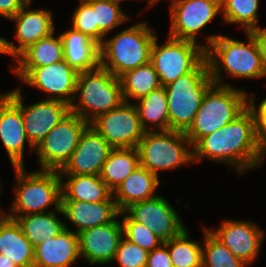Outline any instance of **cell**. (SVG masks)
Here are the masks:
<instances>
[{
    "mask_svg": "<svg viewBox=\"0 0 266 267\" xmlns=\"http://www.w3.org/2000/svg\"><path fill=\"white\" fill-rule=\"evenodd\" d=\"M193 147V163L205 157L231 164L239 173L260 167L266 154L260 146L256 118L250 106L230 123L202 137Z\"/></svg>",
    "mask_w": 266,
    "mask_h": 267,
    "instance_id": "1",
    "label": "cell"
},
{
    "mask_svg": "<svg viewBox=\"0 0 266 267\" xmlns=\"http://www.w3.org/2000/svg\"><path fill=\"white\" fill-rule=\"evenodd\" d=\"M246 33L249 41L247 44L223 35H212L207 38L208 43L204 45L205 57L214 84L231 86L227 83L221 84V67L236 78L252 79L266 76L257 43L250 32Z\"/></svg>",
    "mask_w": 266,
    "mask_h": 267,
    "instance_id": "2",
    "label": "cell"
},
{
    "mask_svg": "<svg viewBox=\"0 0 266 267\" xmlns=\"http://www.w3.org/2000/svg\"><path fill=\"white\" fill-rule=\"evenodd\" d=\"M214 84L206 57L189 73L164 86L169 130L186 132L193 124L206 91Z\"/></svg>",
    "mask_w": 266,
    "mask_h": 267,
    "instance_id": "3",
    "label": "cell"
},
{
    "mask_svg": "<svg viewBox=\"0 0 266 267\" xmlns=\"http://www.w3.org/2000/svg\"><path fill=\"white\" fill-rule=\"evenodd\" d=\"M155 38L146 22L121 31L99 45L100 66L119 78L125 72L149 63Z\"/></svg>",
    "mask_w": 266,
    "mask_h": 267,
    "instance_id": "4",
    "label": "cell"
},
{
    "mask_svg": "<svg viewBox=\"0 0 266 267\" xmlns=\"http://www.w3.org/2000/svg\"><path fill=\"white\" fill-rule=\"evenodd\" d=\"M247 96L233 86L213 84L206 91L193 124L185 132L191 145L239 116L249 106Z\"/></svg>",
    "mask_w": 266,
    "mask_h": 267,
    "instance_id": "5",
    "label": "cell"
},
{
    "mask_svg": "<svg viewBox=\"0 0 266 267\" xmlns=\"http://www.w3.org/2000/svg\"><path fill=\"white\" fill-rule=\"evenodd\" d=\"M78 92L79 104L73 102L70 112L89 124L124 102L120 79L100 65L93 70L79 72L76 94Z\"/></svg>",
    "mask_w": 266,
    "mask_h": 267,
    "instance_id": "6",
    "label": "cell"
},
{
    "mask_svg": "<svg viewBox=\"0 0 266 267\" xmlns=\"http://www.w3.org/2000/svg\"><path fill=\"white\" fill-rule=\"evenodd\" d=\"M18 187L10 214L6 216H24L43 213L54 204V209H61L62 178L59 171L42 170L26 173L23 167H13ZM13 213V214H12Z\"/></svg>",
    "mask_w": 266,
    "mask_h": 267,
    "instance_id": "7",
    "label": "cell"
},
{
    "mask_svg": "<svg viewBox=\"0 0 266 267\" xmlns=\"http://www.w3.org/2000/svg\"><path fill=\"white\" fill-rule=\"evenodd\" d=\"M185 132L145 131L138 145L140 166L158 176V171L175 169L193 163V150Z\"/></svg>",
    "mask_w": 266,
    "mask_h": 267,
    "instance_id": "8",
    "label": "cell"
},
{
    "mask_svg": "<svg viewBox=\"0 0 266 267\" xmlns=\"http://www.w3.org/2000/svg\"><path fill=\"white\" fill-rule=\"evenodd\" d=\"M205 58L204 45L196 42L168 37L159 46L157 36L151 48L150 62L159 76L162 86L191 72Z\"/></svg>",
    "mask_w": 266,
    "mask_h": 267,
    "instance_id": "9",
    "label": "cell"
},
{
    "mask_svg": "<svg viewBox=\"0 0 266 267\" xmlns=\"http://www.w3.org/2000/svg\"><path fill=\"white\" fill-rule=\"evenodd\" d=\"M90 124L70 112L35 147L42 170L60 171Z\"/></svg>",
    "mask_w": 266,
    "mask_h": 267,
    "instance_id": "10",
    "label": "cell"
},
{
    "mask_svg": "<svg viewBox=\"0 0 266 267\" xmlns=\"http://www.w3.org/2000/svg\"><path fill=\"white\" fill-rule=\"evenodd\" d=\"M90 125L112 148H137L145 133L135 104L125 101L99 115Z\"/></svg>",
    "mask_w": 266,
    "mask_h": 267,
    "instance_id": "11",
    "label": "cell"
},
{
    "mask_svg": "<svg viewBox=\"0 0 266 267\" xmlns=\"http://www.w3.org/2000/svg\"><path fill=\"white\" fill-rule=\"evenodd\" d=\"M12 70L29 86L51 95L47 99L63 101L68 105L73 103L79 72L65 60L43 67L12 68Z\"/></svg>",
    "mask_w": 266,
    "mask_h": 267,
    "instance_id": "12",
    "label": "cell"
},
{
    "mask_svg": "<svg viewBox=\"0 0 266 267\" xmlns=\"http://www.w3.org/2000/svg\"><path fill=\"white\" fill-rule=\"evenodd\" d=\"M5 95L21 110L28 145L33 150L70 113V105L59 100L44 99L25 107L20 88Z\"/></svg>",
    "mask_w": 266,
    "mask_h": 267,
    "instance_id": "13",
    "label": "cell"
},
{
    "mask_svg": "<svg viewBox=\"0 0 266 267\" xmlns=\"http://www.w3.org/2000/svg\"><path fill=\"white\" fill-rule=\"evenodd\" d=\"M169 37L196 42L198 33L222 10L221 0H172Z\"/></svg>",
    "mask_w": 266,
    "mask_h": 267,
    "instance_id": "14",
    "label": "cell"
},
{
    "mask_svg": "<svg viewBox=\"0 0 266 267\" xmlns=\"http://www.w3.org/2000/svg\"><path fill=\"white\" fill-rule=\"evenodd\" d=\"M125 212L134 221L145 225L163 242L176 237L185 229L178 213L159 195L134 203Z\"/></svg>",
    "mask_w": 266,
    "mask_h": 267,
    "instance_id": "15",
    "label": "cell"
},
{
    "mask_svg": "<svg viewBox=\"0 0 266 267\" xmlns=\"http://www.w3.org/2000/svg\"><path fill=\"white\" fill-rule=\"evenodd\" d=\"M113 148L89 125L60 175H99Z\"/></svg>",
    "mask_w": 266,
    "mask_h": 267,
    "instance_id": "16",
    "label": "cell"
},
{
    "mask_svg": "<svg viewBox=\"0 0 266 267\" xmlns=\"http://www.w3.org/2000/svg\"><path fill=\"white\" fill-rule=\"evenodd\" d=\"M27 6L29 4H24L21 10L10 19L17 24L15 32L19 46L4 39V53L16 58L29 46L55 31L51 11L29 10Z\"/></svg>",
    "mask_w": 266,
    "mask_h": 267,
    "instance_id": "17",
    "label": "cell"
},
{
    "mask_svg": "<svg viewBox=\"0 0 266 267\" xmlns=\"http://www.w3.org/2000/svg\"><path fill=\"white\" fill-rule=\"evenodd\" d=\"M210 232L246 264H251L258 256L264 235L254 223L238 220H225L218 230Z\"/></svg>",
    "mask_w": 266,
    "mask_h": 267,
    "instance_id": "18",
    "label": "cell"
},
{
    "mask_svg": "<svg viewBox=\"0 0 266 267\" xmlns=\"http://www.w3.org/2000/svg\"><path fill=\"white\" fill-rule=\"evenodd\" d=\"M123 237L122 223L116 218L109 224L78 233L80 256L90 264H108L113 261Z\"/></svg>",
    "mask_w": 266,
    "mask_h": 267,
    "instance_id": "19",
    "label": "cell"
},
{
    "mask_svg": "<svg viewBox=\"0 0 266 267\" xmlns=\"http://www.w3.org/2000/svg\"><path fill=\"white\" fill-rule=\"evenodd\" d=\"M0 140L13 167L24 166V144L29 143L21 110L3 93L0 94Z\"/></svg>",
    "mask_w": 266,
    "mask_h": 267,
    "instance_id": "20",
    "label": "cell"
},
{
    "mask_svg": "<svg viewBox=\"0 0 266 267\" xmlns=\"http://www.w3.org/2000/svg\"><path fill=\"white\" fill-rule=\"evenodd\" d=\"M65 228L34 248L33 267H70L80 257L78 234Z\"/></svg>",
    "mask_w": 266,
    "mask_h": 267,
    "instance_id": "21",
    "label": "cell"
},
{
    "mask_svg": "<svg viewBox=\"0 0 266 267\" xmlns=\"http://www.w3.org/2000/svg\"><path fill=\"white\" fill-rule=\"evenodd\" d=\"M62 215L76 225L75 233L92 227L111 223L119 216L114 200L95 203L83 201H61Z\"/></svg>",
    "mask_w": 266,
    "mask_h": 267,
    "instance_id": "22",
    "label": "cell"
},
{
    "mask_svg": "<svg viewBox=\"0 0 266 267\" xmlns=\"http://www.w3.org/2000/svg\"><path fill=\"white\" fill-rule=\"evenodd\" d=\"M159 177L140 165L113 191V199L119 211L130 205L155 198Z\"/></svg>",
    "mask_w": 266,
    "mask_h": 267,
    "instance_id": "23",
    "label": "cell"
},
{
    "mask_svg": "<svg viewBox=\"0 0 266 267\" xmlns=\"http://www.w3.org/2000/svg\"><path fill=\"white\" fill-rule=\"evenodd\" d=\"M64 60L78 72L93 70L100 65L99 44L75 29L60 34Z\"/></svg>",
    "mask_w": 266,
    "mask_h": 267,
    "instance_id": "24",
    "label": "cell"
},
{
    "mask_svg": "<svg viewBox=\"0 0 266 267\" xmlns=\"http://www.w3.org/2000/svg\"><path fill=\"white\" fill-rule=\"evenodd\" d=\"M0 215V254L7 256L17 267L34 266V248L15 219L4 212Z\"/></svg>",
    "mask_w": 266,
    "mask_h": 267,
    "instance_id": "25",
    "label": "cell"
},
{
    "mask_svg": "<svg viewBox=\"0 0 266 267\" xmlns=\"http://www.w3.org/2000/svg\"><path fill=\"white\" fill-rule=\"evenodd\" d=\"M61 201H83L88 203L113 199V191L99 175H64Z\"/></svg>",
    "mask_w": 266,
    "mask_h": 267,
    "instance_id": "26",
    "label": "cell"
},
{
    "mask_svg": "<svg viewBox=\"0 0 266 267\" xmlns=\"http://www.w3.org/2000/svg\"><path fill=\"white\" fill-rule=\"evenodd\" d=\"M55 211L62 213V209H53L49 212L7 217L16 220L27 240L35 248L42 242H46V239L58 236L66 229V224L57 218Z\"/></svg>",
    "mask_w": 266,
    "mask_h": 267,
    "instance_id": "27",
    "label": "cell"
},
{
    "mask_svg": "<svg viewBox=\"0 0 266 267\" xmlns=\"http://www.w3.org/2000/svg\"><path fill=\"white\" fill-rule=\"evenodd\" d=\"M139 165L138 148H113L99 176L114 191Z\"/></svg>",
    "mask_w": 266,
    "mask_h": 267,
    "instance_id": "28",
    "label": "cell"
},
{
    "mask_svg": "<svg viewBox=\"0 0 266 267\" xmlns=\"http://www.w3.org/2000/svg\"><path fill=\"white\" fill-rule=\"evenodd\" d=\"M51 35L29 46L17 58L13 68H36L51 65L64 60L63 43L60 35Z\"/></svg>",
    "mask_w": 266,
    "mask_h": 267,
    "instance_id": "29",
    "label": "cell"
},
{
    "mask_svg": "<svg viewBox=\"0 0 266 267\" xmlns=\"http://www.w3.org/2000/svg\"><path fill=\"white\" fill-rule=\"evenodd\" d=\"M135 103L140 123L145 131H151L146 124L154 125L160 131L169 130L167 93L164 86L151 91Z\"/></svg>",
    "mask_w": 266,
    "mask_h": 267,
    "instance_id": "30",
    "label": "cell"
},
{
    "mask_svg": "<svg viewBox=\"0 0 266 267\" xmlns=\"http://www.w3.org/2000/svg\"><path fill=\"white\" fill-rule=\"evenodd\" d=\"M125 102L128 98L139 100L162 85L151 62L125 72L119 77Z\"/></svg>",
    "mask_w": 266,
    "mask_h": 267,
    "instance_id": "31",
    "label": "cell"
},
{
    "mask_svg": "<svg viewBox=\"0 0 266 267\" xmlns=\"http://www.w3.org/2000/svg\"><path fill=\"white\" fill-rule=\"evenodd\" d=\"M186 228L176 237L163 242L169 250L173 267H202V247L189 240Z\"/></svg>",
    "mask_w": 266,
    "mask_h": 267,
    "instance_id": "32",
    "label": "cell"
},
{
    "mask_svg": "<svg viewBox=\"0 0 266 267\" xmlns=\"http://www.w3.org/2000/svg\"><path fill=\"white\" fill-rule=\"evenodd\" d=\"M95 12V42L99 45L104 36L128 19L120 4L112 0H87Z\"/></svg>",
    "mask_w": 266,
    "mask_h": 267,
    "instance_id": "33",
    "label": "cell"
},
{
    "mask_svg": "<svg viewBox=\"0 0 266 267\" xmlns=\"http://www.w3.org/2000/svg\"><path fill=\"white\" fill-rule=\"evenodd\" d=\"M259 0H221L223 21L225 23H240L245 32L259 28L257 24V9Z\"/></svg>",
    "mask_w": 266,
    "mask_h": 267,
    "instance_id": "34",
    "label": "cell"
},
{
    "mask_svg": "<svg viewBox=\"0 0 266 267\" xmlns=\"http://www.w3.org/2000/svg\"><path fill=\"white\" fill-rule=\"evenodd\" d=\"M204 247L202 248V267H244L247 265L234 256L209 229L204 228Z\"/></svg>",
    "mask_w": 266,
    "mask_h": 267,
    "instance_id": "35",
    "label": "cell"
},
{
    "mask_svg": "<svg viewBox=\"0 0 266 267\" xmlns=\"http://www.w3.org/2000/svg\"><path fill=\"white\" fill-rule=\"evenodd\" d=\"M123 214L125 215L122 221L123 235L127 240L137 244L147 252H151L163 244V241L145 225L134 221L125 211L119 212V215Z\"/></svg>",
    "mask_w": 266,
    "mask_h": 267,
    "instance_id": "36",
    "label": "cell"
},
{
    "mask_svg": "<svg viewBox=\"0 0 266 267\" xmlns=\"http://www.w3.org/2000/svg\"><path fill=\"white\" fill-rule=\"evenodd\" d=\"M148 252L124 236L121 238L113 261L117 260L121 267H146Z\"/></svg>",
    "mask_w": 266,
    "mask_h": 267,
    "instance_id": "37",
    "label": "cell"
},
{
    "mask_svg": "<svg viewBox=\"0 0 266 267\" xmlns=\"http://www.w3.org/2000/svg\"><path fill=\"white\" fill-rule=\"evenodd\" d=\"M72 28L95 41V12L87 0H81L73 13Z\"/></svg>",
    "mask_w": 266,
    "mask_h": 267,
    "instance_id": "38",
    "label": "cell"
},
{
    "mask_svg": "<svg viewBox=\"0 0 266 267\" xmlns=\"http://www.w3.org/2000/svg\"><path fill=\"white\" fill-rule=\"evenodd\" d=\"M248 103L255 114L260 146L266 152V98L259 104L258 109L254 105V97H251Z\"/></svg>",
    "mask_w": 266,
    "mask_h": 267,
    "instance_id": "39",
    "label": "cell"
},
{
    "mask_svg": "<svg viewBox=\"0 0 266 267\" xmlns=\"http://www.w3.org/2000/svg\"><path fill=\"white\" fill-rule=\"evenodd\" d=\"M146 267H173L169 250L164 243L148 252Z\"/></svg>",
    "mask_w": 266,
    "mask_h": 267,
    "instance_id": "40",
    "label": "cell"
},
{
    "mask_svg": "<svg viewBox=\"0 0 266 267\" xmlns=\"http://www.w3.org/2000/svg\"><path fill=\"white\" fill-rule=\"evenodd\" d=\"M25 3L21 0H0V16L11 19Z\"/></svg>",
    "mask_w": 266,
    "mask_h": 267,
    "instance_id": "41",
    "label": "cell"
},
{
    "mask_svg": "<svg viewBox=\"0 0 266 267\" xmlns=\"http://www.w3.org/2000/svg\"><path fill=\"white\" fill-rule=\"evenodd\" d=\"M249 32L252 34V36L254 37V39L257 43L259 53H260V56L262 58L263 65H264L265 70H266V29L259 27L257 29H253Z\"/></svg>",
    "mask_w": 266,
    "mask_h": 267,
    "instance_id": "42",
    "label": "cell"
},
{
    "mask_svg": "<svg viewBox=\"0 0 266 267\" xmlns=\"http://www.w3.org/2000/svg\"><path fill=\"white\" fill-rule=\"evenodd\" d=\"M0 267H17L11 259L0 254Z\"/></svg>",
    "mask_w": 266,
    "mask_h": 267,
    "instance_id": "43",
    "label": "cell"
},
{
    "mask_svg": "<svg viewBox=\"0 0 266 267\" xmlns=\"http://www.w3.org/2000/svg\"><path fill=\"white\" fill-rule=\"evenodd\" d=\"M112 1H114V2L120 4V1H123V0H112ZM158 1H159V0H149V1H148V3H149V4H148V8H149L150 6H153L154 4H156Z\"/></svg>",
    "mask_w": 266,
    "mask_h": 267,
    "instance_id": "44",
    "label": "cell"
},
{
    "mask_svg": "<svg viewBox=\"0 0 266 267\" xmlns=\"http://www.w3.org/2000/svg\"><path fill=\"white\" fill-rule=\"evenodd\" d=\"M0 53L5 54L4 53V38L2 37H0Z\"/></svg>",
    "mask_w": 266,
    "mask_h": 267,
    "instance_id": "45",
    "label": "cell"
},
{
    "mask_svg": "<svg viewBox=\"0 0 266 267\" xmlns=\"http://www.w3.org/2000/svg\"><path fill=\"white\" fill-rule=\"evenodd\" d=\"M22 2H24L25 4H30V2L32 1V0H21Z\"/></svg>",
    "mask_w": 266,
    "mask_h": 267,
    "instance_id": "46",
    "label": "cell"
}]
</instances>
